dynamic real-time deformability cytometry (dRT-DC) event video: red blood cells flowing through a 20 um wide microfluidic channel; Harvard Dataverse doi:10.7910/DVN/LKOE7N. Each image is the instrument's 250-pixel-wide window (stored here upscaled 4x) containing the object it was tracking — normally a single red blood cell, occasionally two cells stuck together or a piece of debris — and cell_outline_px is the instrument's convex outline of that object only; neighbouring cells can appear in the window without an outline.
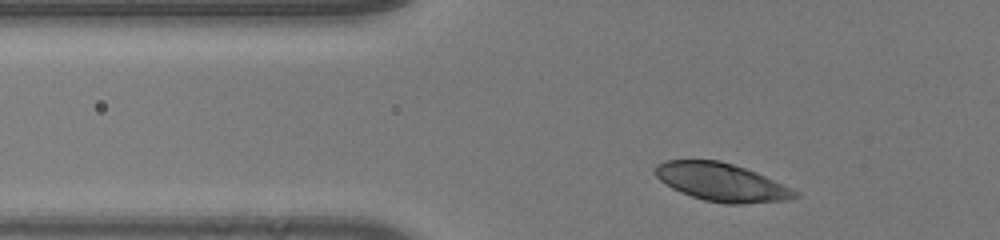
{"species": "human", "species_latin": "Homo sapiens", "temperature_condition": "room temperature", "stored_images_in_passage": 32, "camera_frame_rate_fps": 3000, "um_per_image_px": 0.085, "donor": {"sex": "male"}, "frame": {"image": 1, "passage_image": 4, "time_ms": 1.0, "image_size_px": [1000, 240], "cell_outline_px": [[800, 196], [792, 200], [740, 204], [724, 204], [704, 200], [680, 192], [672, 188], [660, 180], [656, 176], [652, 168], [656, 164], [664, 160], [720, 160], [756, 172], [784, 184], [800, 192]], "centroid_in_image_um": [61.35, 15.49], "position_along_channel_um": 64.4, "area_um2": 31.33}}
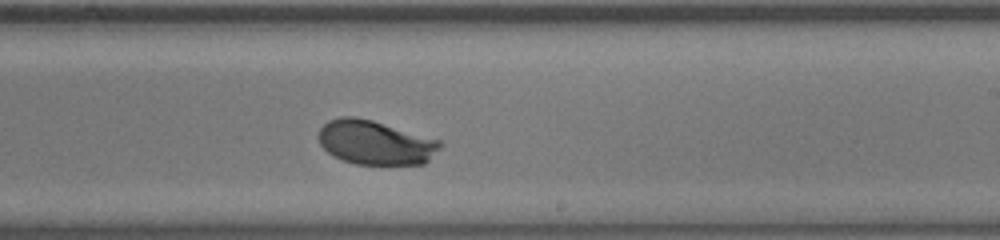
{"frame": {"image": 2, "passage_image": 20, "time_ms": 6.333, "image_size_px": [1000, 240], "cell_outline_px": [[444, 144], [424, 164], [356, 164], [332, 156], [320, 144], [316, 136], [320, 128], [328, 120], [340, 116], [356, 116], [372, 120], [440, 140]], "centroid_in_image_um": [31.87, 12.1], "position_along_channel_um": 257.1, "area_um2": 31.39}}
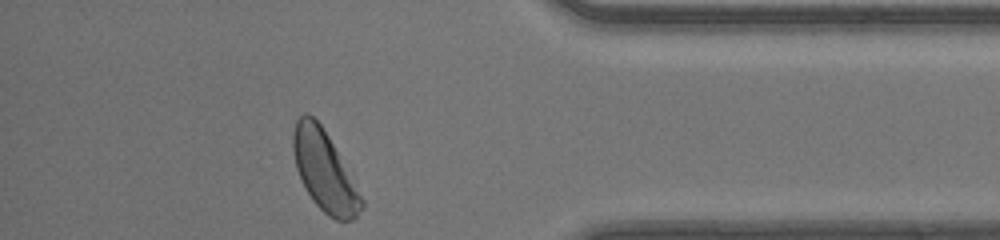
{"frame": {"image": 3, "passage_image": 32, "time_ms": 10.333, "image_size_px": [1000, 240], "cell_outline_px": [[364, 208], [352, 220], [336, 220], [328, 216], [312, 200], [300, 180], [296, 168], [292, 148], [292, 132], [296, 120], [304, 112], [308, 112], [320, 124], [328, 136], [364, 200]], "centroid_in_image_um": [27.54, 14.53], "position_along_channel_um": 407.7, "area_um2": 31.67}, "authors_computed_cell_mechanics": {"area_um2": 32.0212, "velocity_mm_per_s": 4.1089, "shape_relaxation_time_tau1_ms": 2.0127, "shape_relaxation_time_tau2_ms": null, "deformation_change_tau1": 0.1529, "deformation_change_tau2": null}}